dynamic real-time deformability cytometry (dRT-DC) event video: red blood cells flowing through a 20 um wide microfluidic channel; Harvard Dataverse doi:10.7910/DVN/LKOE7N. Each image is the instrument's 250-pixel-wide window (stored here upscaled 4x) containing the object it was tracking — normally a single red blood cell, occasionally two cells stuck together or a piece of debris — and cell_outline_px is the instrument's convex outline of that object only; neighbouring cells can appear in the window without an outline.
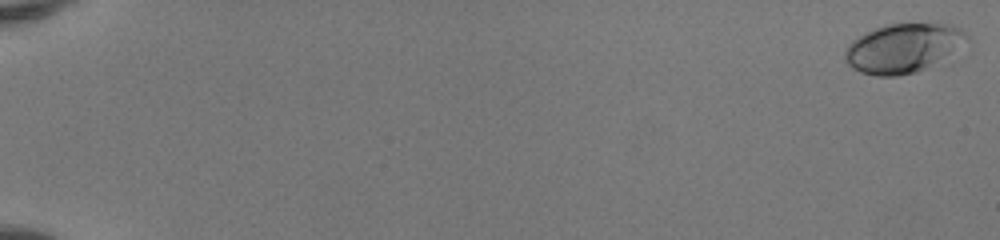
{"species": "human", "species_latin": "Homo sapiens", "temperature_condition": "room temperature", "stored_images_in_passage": 52, "camera_frame_rate_fps": 3000, "um_per_image_px": 0.085, "donor": {"sex": "female"}, "frame": {"image": 1, "passage_image": 1, "time_ms": 0.0, "image_size_px": [1000, 240], "cell_outline_px": [[972, 40], [924, 68], [916, 72], [896, 76], [876, 76], [860, 72], [852, 68], [848, 64], [844, 56], [844, 52], [848, 44], [852, 40], [876, 28], [888, 24], [952, 24], [960, 28]], "centroid_in_image_um": [76.75, 4.08], "position_along_channel_um": 8.2, "area_um2": 34.39}}
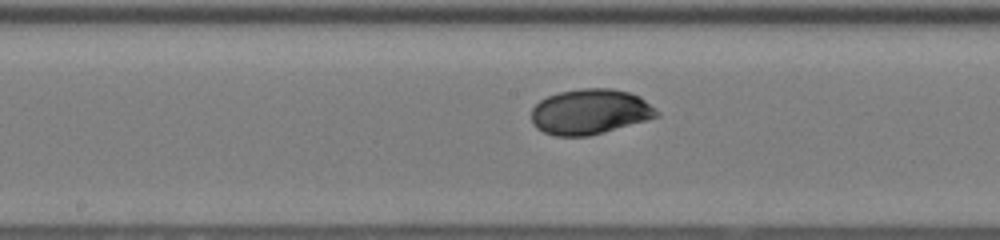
{"frame": {"image": 2, "passage_image": 30, "time_ms": 9.667, "image_size_px": [1000, 240], "cell_outline_px": [[660, 116], [604, 132], [588, 136], [556, 136], [544, 132], [536, 128], [532, 124], [532, 108], [540, 100], [548, 96], [560, 92], [580, 88], [612, 88], [628, 92], [640, 96], [656, 108], [660, 112]], "centroid_in_image_um": [50.16, 9.49], "position_along_channel_um": 198.0, "area_um2": 33.18}}
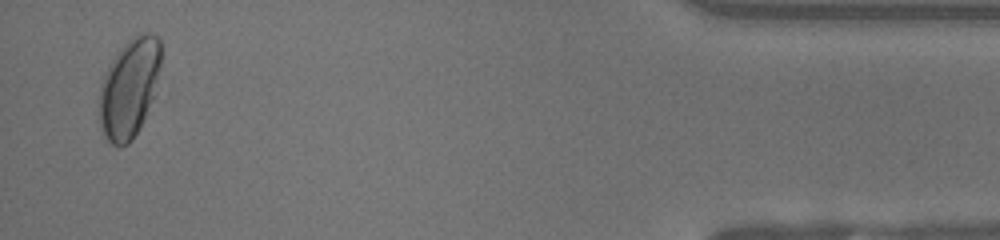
{"frame": {"image": 3, "passage_image": 51, "time_ms": 16.667, "image_size_px": [1000, 240], "cell_outline_px": [[160, 64], [152, 100], [144, 120], [140, 128], [132, 140], [128, 144], [112, 144], [104, 136], [100, 124], [100, 84], [104, 72], [120, 48], [132, 36], [140, 32], [148, 32], [160, 36]], "centroid_in_image_um": [10.99, 7.44], "position_along_channel_um": 424.2, "area_um2": 35.43}, "authors_computed_cell_mechanics": {"area_um2": 32.4836, "velocity_mm_per_s": 4.1324, "shape_relaxation_time_tau1_ms": 3.1525, "shape_relaxation_time_tau2_ms": 0.6888, "deformation_change_tau1": 0.1408, "deformation_change_tau2": 0.0239}}